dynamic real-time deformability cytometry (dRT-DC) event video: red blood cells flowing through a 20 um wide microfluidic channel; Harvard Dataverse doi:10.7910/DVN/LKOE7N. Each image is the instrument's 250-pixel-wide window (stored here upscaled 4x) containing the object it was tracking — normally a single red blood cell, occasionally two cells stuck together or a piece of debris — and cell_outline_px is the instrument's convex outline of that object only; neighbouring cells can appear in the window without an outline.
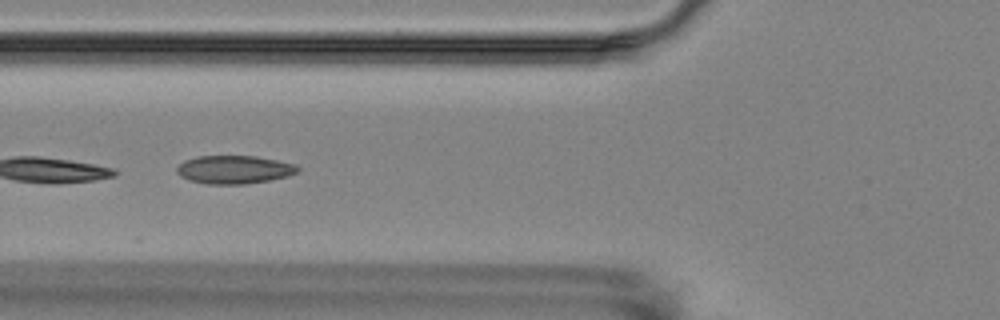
{"species": "Egyptian fruit bat (a non-hibernating species)", "species_latin": "Rousettus aegyptiacus", "temperature_condition": "room temperature", "stored_images_in_passage": 6, "camera_frame_rate_fps": 3000, "um_per_image_px": 0.085, "animal": {"sex": "female"}, "frame": {"image": 1, "passage_image": 5, "time_ms": 5.667, "image_size_px": [1000, 320], "cell_outline_px": [[300, 172], [288, 176], [268, 180], [244, 184], [208, 184], [188, 180], [180, 176], [176, 172], [176, 168], [184, 160], [196, 156], [256, 156], [296, 164], [300, 168]], "centroid_in_image_um": [19.9, 14.41], "position_along_channel_um": 105.9, "area_um2": 20.0}}